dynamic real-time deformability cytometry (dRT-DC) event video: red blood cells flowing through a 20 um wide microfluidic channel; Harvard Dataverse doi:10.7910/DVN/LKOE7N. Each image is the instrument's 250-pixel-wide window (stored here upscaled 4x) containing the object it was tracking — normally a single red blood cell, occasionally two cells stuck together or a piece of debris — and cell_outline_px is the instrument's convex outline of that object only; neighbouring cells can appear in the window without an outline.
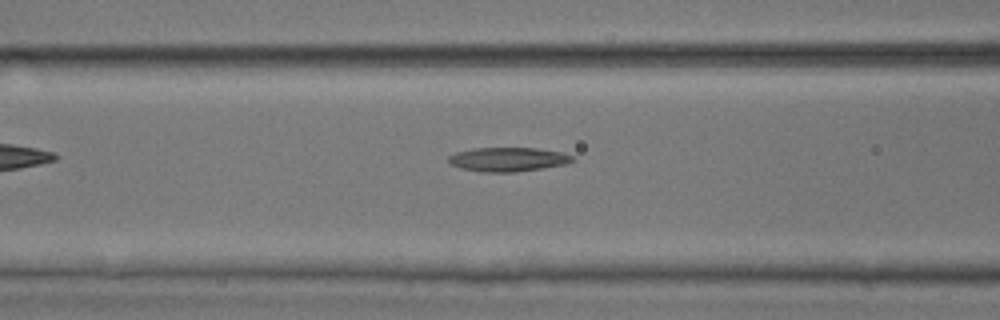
{"species": "common noctule bat (a hibernating species)", "species_latin": "Nyctalus noctula", "temperature_condition": "room temperature", "stored_images_in_passage": 6, "camera_frame_rate_fps": 3000, "um_per_image_px": 0.085, "animal": {"sex": "male", "body_mass_g": 17.9, "forearm_length_mm": 54.2}, "frame": {"image": 1, "passage_image": 5, "time_ms": 1.333, "image_size_px": [1000, 320], "cell_outline_px": [[576, 160], [568, 164], [544, 168], [516, 172], [484, 172], [460, 168], [452, 164], [448, 160], [448, 156], [456, 152], [476, 148], [536, 148], [560, 152], [572, 156]], "centroid_in_image_um": [43.21, 13.55], "position_along_channel_um": 123.4, "area_um2": 17.4}}